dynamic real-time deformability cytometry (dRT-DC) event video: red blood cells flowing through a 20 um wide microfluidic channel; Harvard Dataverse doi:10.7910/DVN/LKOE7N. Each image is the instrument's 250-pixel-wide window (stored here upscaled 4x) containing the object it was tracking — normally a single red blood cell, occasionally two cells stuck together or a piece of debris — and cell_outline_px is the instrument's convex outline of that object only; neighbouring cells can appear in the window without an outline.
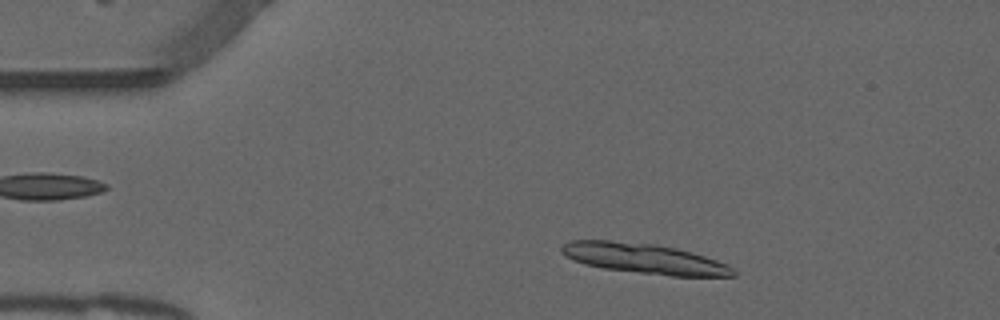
{"species": "common noctule bat (a hibernating species)", "species_latin": "Nyctalus noctula", "temperature_condition": "warm", "stored_images_in_passage": 44, "camera_frame_rate_fps": 3000, "um_per_image_px": 0.085, "animal": {"sex": "male", "forearm_length_mm": 52.5}, "frame": {"image": 1, "passage_image": 1, "time_ms": 0.0, "image_size_px": [1000, 320], "cell_outline_px": [[736, 276], [672, 276], [604, 268], [584, 264], [560, 252], [560, 248], [564, 244], [572, 240], [608, 240], [652, 244], [676, 248], [692, 252], [728, 264], [736, 272]], "centroid_in_image_um": [54.79, 21.98], "position_along_channel_um": 30.2, "area_um2": 29.82}, "authors_computed_cell_mechanics": {"area_um2": 16.3863, "velocity_mm_per_s": 3.8464, "shape_relaxation_time_tau1_ms": 5.1317, "shape_relaxation_time_tau2_ms": 11.0694, "deformation_change_tau1": 0.1408, "deformation_change_tau2": 0.1935}}